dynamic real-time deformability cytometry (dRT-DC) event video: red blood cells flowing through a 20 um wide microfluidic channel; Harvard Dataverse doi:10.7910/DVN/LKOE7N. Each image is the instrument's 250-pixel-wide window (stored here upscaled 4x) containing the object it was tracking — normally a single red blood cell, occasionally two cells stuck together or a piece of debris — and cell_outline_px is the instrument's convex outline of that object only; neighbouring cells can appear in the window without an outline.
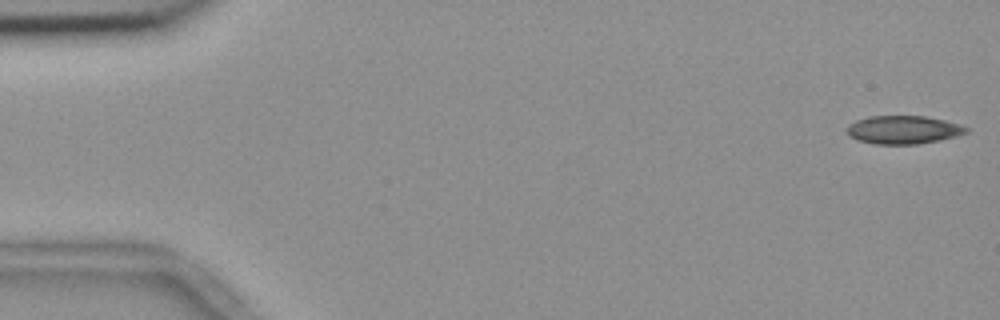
{"species": "common noctule bat (a hibernating species)", "species_latin": "Nyctalus noctula", "temperature_condition": "room temperature", "stored_images_in_passage": 55, "camera_frame_rate_fps": 3000, "um_per_image_px": 0.085, "animal": {"sex": "female", "body_mass_g": 18.4}, "frame": {"image": 1, "passage_image": 1, "time_ms": 0.0, "image_size_px": [1000, 320], "cell_outline_px": [[968, 132], [956, 136], [940, 140], [916, 144], [876, 144], [860, 140], [848, 136], [848, 124], [856, 120], [868, 116], [924, 116], [944, 120], [960, 124], [968, 128]], "centroid_in_image_um": [76.79, 11.02], "position_along_channel_um": 8.2, "area_um2": 19.54}}
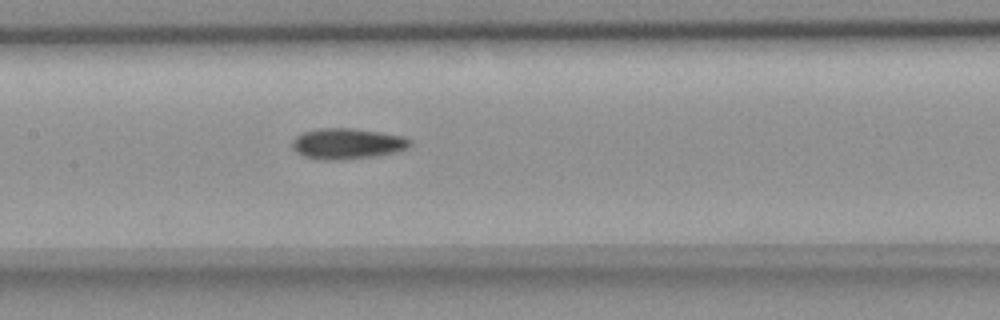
{"frame": {"image": 2, "passage_image": 26, "time_ms": 8.333, "image_size_px": [1000, 320], "cell_outline_px": [[412, 144], [408, 148], [396, 152], [372, 156], [328, 160], [304, 156], [296, 152], [292, 148], [292, 140], [296, 136], [304, 132], [316, 128], [352, 128], [380, 132], [404, 136], [412, 140]], "centroid_in_image_um": [29.53, 12.19], "position_along_channel_um": 177.9, "area_um2": 20.98}}
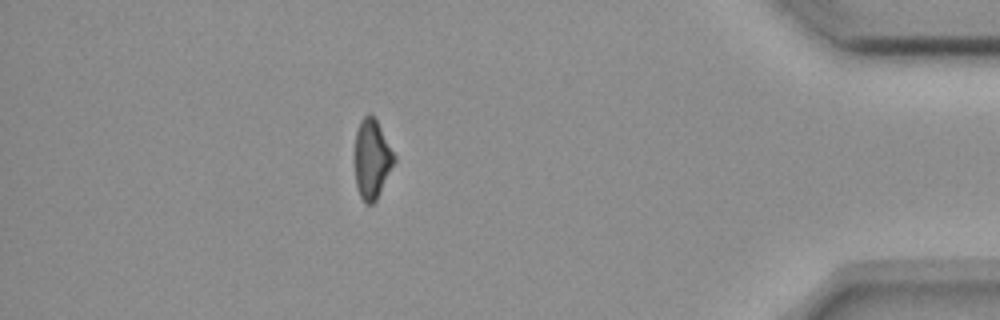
{"frame": {"image": 3, "passage_image": 48, "time_ms": 15.667, "image_size_px": [1000, 320], "cell_outline_px": [[396, 160], [376, 200], [372, 204], [364, 204], [360, 196], [356, 184], [356, 132], [360, 120], [368, 112], [376, 120], [396, 156]], "centroid_in_image_um": [31.63, 13.53], "position_along_channel_um": 403.6, "area_um2": 17.92}}